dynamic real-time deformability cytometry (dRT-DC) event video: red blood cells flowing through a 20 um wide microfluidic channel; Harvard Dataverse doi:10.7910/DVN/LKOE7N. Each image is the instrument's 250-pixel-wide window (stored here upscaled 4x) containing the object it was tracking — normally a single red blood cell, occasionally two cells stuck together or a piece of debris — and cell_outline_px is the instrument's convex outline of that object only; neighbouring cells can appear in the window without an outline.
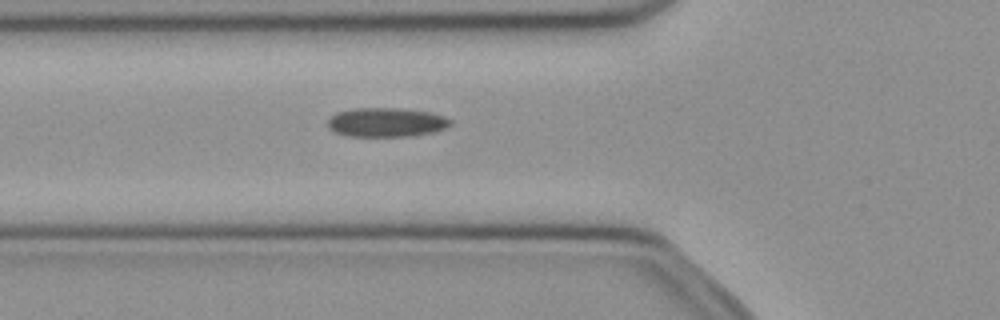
{"species": "common noctule bat (a hibernating species)", "species_latin": "Nyctalus noctula", "temperature_condition": "cold", "stored_images_in_passage": 51, "camera_frame_rate_fps": 3000, "um_per_image_px": 0.085, "animal": {"sex": "female", "body_mass_g": 21.9}, "frame": {"image": 1, "passage_image": 18, "time_ms": 5.667, "image_size_px": [1000, 320], "cell_outline_px": [[452, 124], [444, 128], [432, 132], [412, 136], [348, 136], [336, 132], [328, 128], [328, 120], [336, 112], [352, 108], [396, 108], [428, 112], [444, 116], [452, 120]], "centroid_in_image_um": [32.82, 10.39], "position_along_channel_um": 93.0, "area_um2": 20.75}}
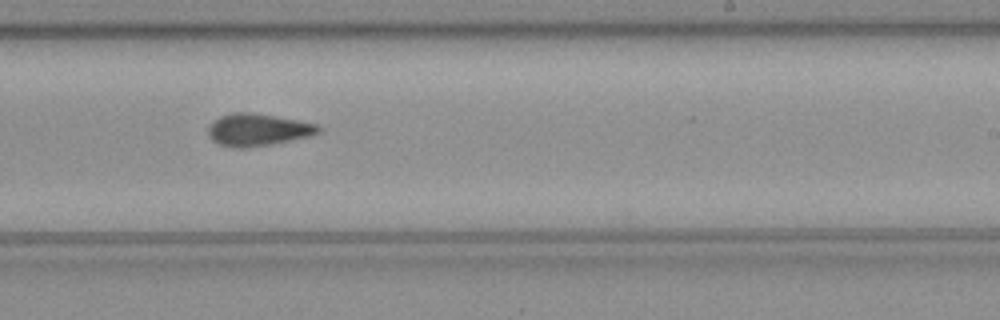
{"frame": {"image": 2, "passage_image": 31, "time_ms": 10.0, "image_size_px": [1000, 320], "cell_outline_px": [[324, 128], [320, 132], [308, 136], [272, 144], [244, 148], [232, 148], [220, 144], [212, 140], [208, 136], [208, 128], [220, 116], [232, 112], [248, 112], [276, 116], [316, 124]], "centroid_in_image_um": [21.91, 11.03], "position_along_channel_um": 267.1, "area_um2": 20.58}}
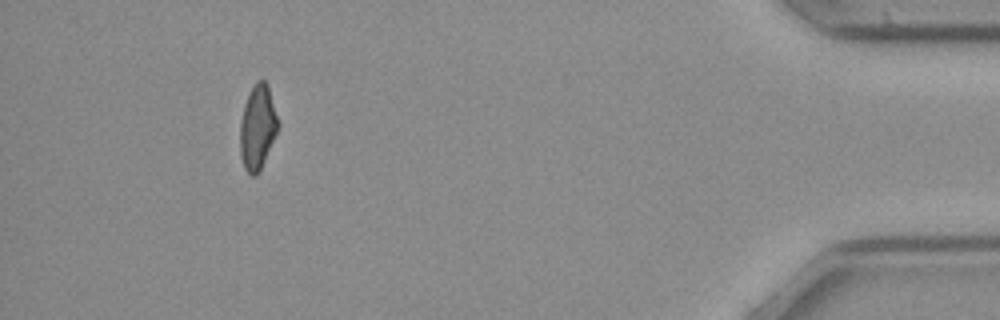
{"frame": {"image": 3, "passage_image": 47, "time_ms": 15.333, "image_size_px": [1000, 320], "cell_outline_px": [[280, 124], [260, 172], [256, 176], [252, 176], [244, 168], [240, 152], [240, 120], [244, 104], [256, 80], [264, 80], [268, 84]], "centroid_in_image_um": [21.9, 10.82], "position_along_channel_um": 413.3, "area_um2": 18.84}, "authors_computed_cell_mechanics": {"area_um2": 19.941, "velocity_mm_per_s": 4.0027, "shape_relaxation_time_tau1_ms": null, "shape_relaxation_time_tau2_ms": 5.3031, "deformation_change_tau1": null, "deformation_change_tau2": 0.117}}